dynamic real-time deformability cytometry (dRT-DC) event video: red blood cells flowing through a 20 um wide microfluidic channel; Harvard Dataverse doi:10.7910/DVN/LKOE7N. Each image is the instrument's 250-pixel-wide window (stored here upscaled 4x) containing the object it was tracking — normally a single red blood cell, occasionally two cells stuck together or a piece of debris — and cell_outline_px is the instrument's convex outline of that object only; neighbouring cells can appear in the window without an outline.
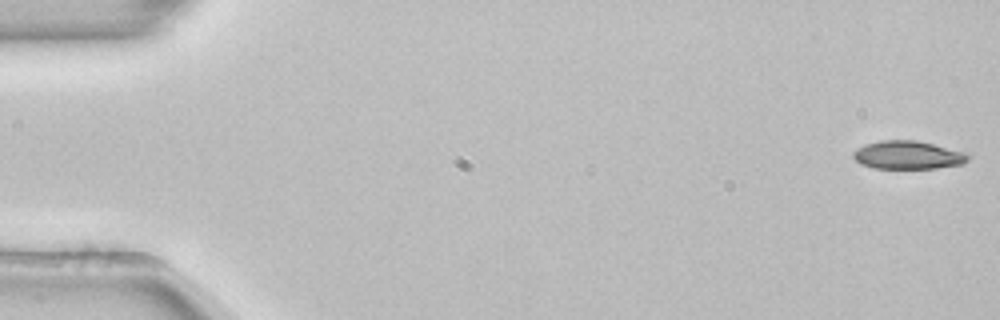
{"species": "common noctule bat (a hibernating species)", "species_latin": "Nyctalus noctula", "temperature_condition": "room temperature", "stored_images_in_passage": 54, "camera_frame_rate_fps": 3000, "um_per_image_px": 0.085, "animal": {"sex": "female", "body_mass_g": 22.7, "forearm_length_mm": 54.2}, "frame": {"image": 1, "passage_image": 1, "time_ms": 0.0, "image_size_px": [1000, 320], "cell_outline_px": [[972, 156], [964, 164], [936, 168], [872, 168], [860, 164], [852, 156], [852, 152], [856, 148], [880, 140], [916, 140], [964, 152]], "centroid_in_image_um": [77.16, 13.18], "position_along_channel_um": 7.8, "area_um2": 18.9}}
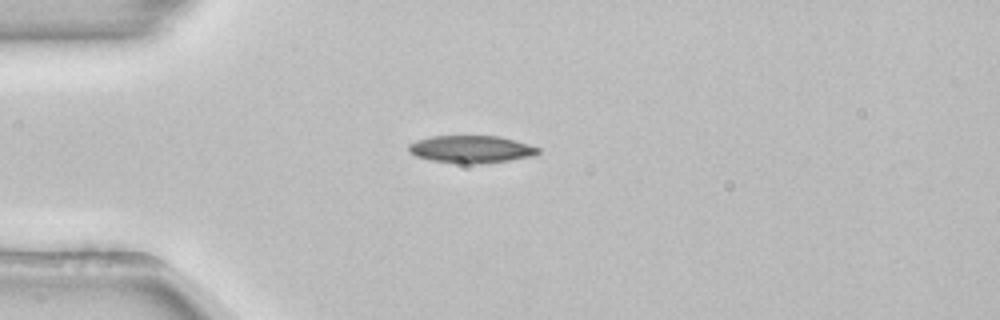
{"frame": {"image": 2, "passage_image": 14, "time_ms": 4.333, "image_size_px": [1000, 320], "cell_outline_px": [[540, 152], [532, 156], [508, 160], [472, 164], [464, 164], [432, 160], [416, 156], [408, 152], [408, 144], [416, 140], [432, 136], [500, 136], [516, 140], [540, 148]], "centroid_in_image_um": [40.03, 12.67], "position_along_channel_um": 45.0, "area_um2": 20.63}}
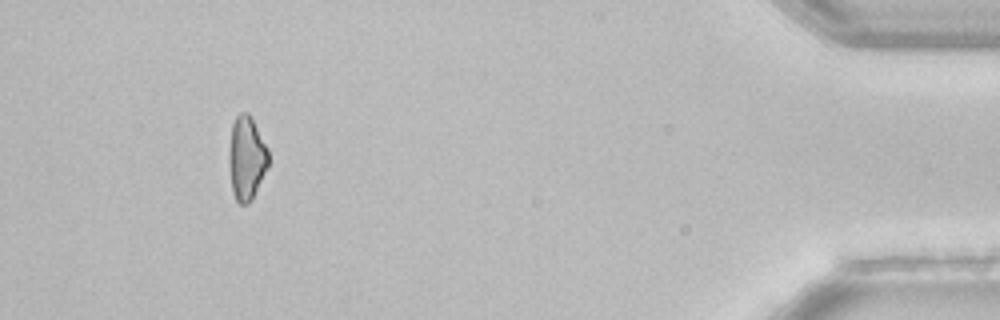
{"frame": {"image": 3, "passage_image": 50, "time_ms": 16.333, "image_size_px": [1000, 320], "cell_outline_px": [[268, 164], [252, 200], [248, 204], [240, 204], [236, 200], [232, 188], [228, 164], [228, 152], [232, 124], [236, 116], [240, 112], [248, 112], [268, 148]], "centroid_in_image_um": [20.93, 13.43], "position_along_channel_um": 414.3, "area_um2": 19.19}, "authors_computed_cell_mechanics": {"area_um2": 19.8254, "velocity_mm_per_s": 3.8864, "shape_relaxation_time_tau1_ms": 9.8427, "shape_relaxation_time_tau2_ms": null, "deformation_change_tau1": 0.177, "deformation_change_tau2": null}}